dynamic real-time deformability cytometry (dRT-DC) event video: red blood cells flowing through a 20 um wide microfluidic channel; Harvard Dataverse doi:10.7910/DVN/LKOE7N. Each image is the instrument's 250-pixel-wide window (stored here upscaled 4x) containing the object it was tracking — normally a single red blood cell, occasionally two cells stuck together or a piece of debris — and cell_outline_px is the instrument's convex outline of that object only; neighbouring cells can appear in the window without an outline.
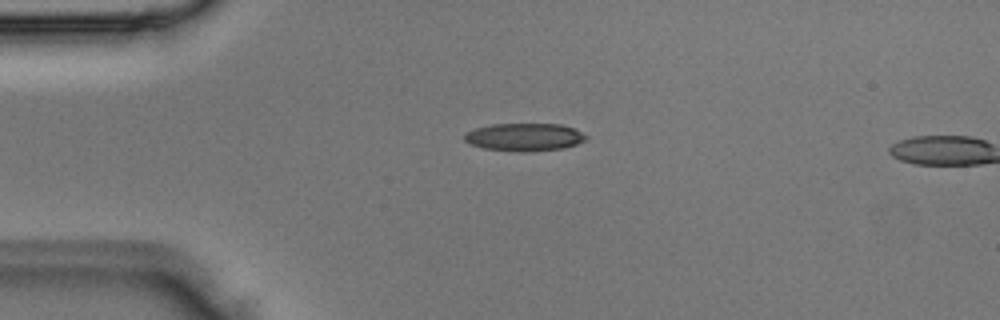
{"species": "Egyptian fruit bat (a non-hibernating species)", "species_latin": "Rousettus aegyptiacus", "temperature_condition": "room temperature", "stored_images_in_passage": 3, "camera_frame_rate_fps": 3000, "um_per_image_px": 0.085, "animal": {"sex": "male"}, "frame": {"image": 1, "passage_image": 3, "time_ms": 0.667, "image_size_px": [1000, 320], "cell_outline_px": [[588, 136], [584, 140], [576, 144], [564, 148], [524, 152], [484, 148], [472, 144], [464, 140], [464, 136], [468, 132], [476, 128], [492, 124], [560, 124], [572, 128]], "centroid_in_image_um": [44.58, 11.65], "position_along_channel_um": 40.4, "area_um2": 19.36}}